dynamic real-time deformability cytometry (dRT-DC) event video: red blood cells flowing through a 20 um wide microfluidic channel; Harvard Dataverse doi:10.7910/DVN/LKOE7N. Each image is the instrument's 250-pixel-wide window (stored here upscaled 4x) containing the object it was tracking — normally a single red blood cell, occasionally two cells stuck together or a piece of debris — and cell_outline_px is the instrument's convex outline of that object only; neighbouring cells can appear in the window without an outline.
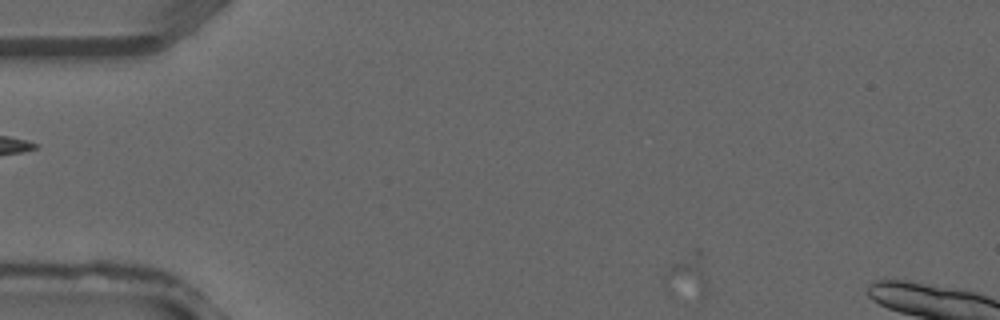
{"species": "common noctule bat (a hibernating species)", "species_latin": "Nyctalus noctula", "temperature_condition": "warm", "stored_images_in_passage": 4, "camera_frame_rate_fps": 3000, "um_per_image_px": 0.085, "animal": {"sex": "male", "forearm_length_mm": 52.5}, "frame": {"image": 1, "passage_image": 1, "time_ms": 0.0, "image_size_px": [1000, 320], "cell_outline_px": [[708, 292], [700, 300], [664, 284], [664, 276], [668, 268], [672, 264], [696, 248], [700, 248], [708, 288]], "centroid_in_image_um": [58.51, 23.4], "position_along_channel_um": 26.5, "area_um2": 10.46}}